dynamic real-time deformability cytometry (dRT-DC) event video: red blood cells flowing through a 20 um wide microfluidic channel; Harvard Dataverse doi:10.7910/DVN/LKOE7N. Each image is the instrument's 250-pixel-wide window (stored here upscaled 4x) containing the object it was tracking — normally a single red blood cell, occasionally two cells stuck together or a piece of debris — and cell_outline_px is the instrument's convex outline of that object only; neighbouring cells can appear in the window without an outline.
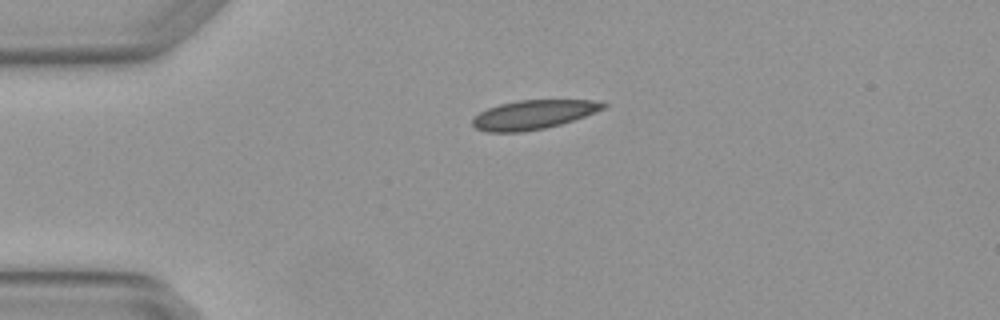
{"species": "Egyptian fruit bat (a non-hibernating species)", "species_latin": "Rousettus aegyptiacus", "temperature_condition": "warm", "stored_images_in_passage": 4, "camera_frame_rate_fps": 3000, "um_per_image_px": 0.085, "animal": {"sex": "female"}, "frame": {"image": 1, "passage_image": 1, "time_ms": 0.0, "image_size_px": [1000, 320], "cell_outline_px": [[608, 104], [604, 108], [584, 116], [560, 124], [544, 128], [524, 132], [488, 132], [476, 128], [472, 124], [472, 120], [480, 112], [488, 108], [500, 104], [516, 100], [592, 100]], "centroid_in_image_um": [45.3, 9.74], "position_along_channel_um": 39.7, "area_um2": 21.91}}
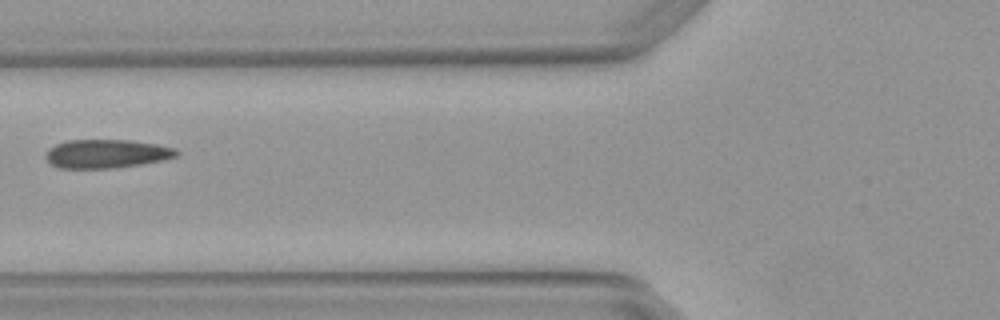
{"frame": {"image": 2, "passage_image": 3, "time_ms": 0.667, "image_size_px": [1000, 320], "cell_outline_px": [[180, 152], [176, 156], [160, 160], [140, 164], [112, 168], [60, 168], [52, 164], [44, 156], [48, 148], [56, 144], [68, 140], [128, 140], [156, 144], [176, 148]], "centroid_in_image_um": [9.03, 13.06], "position_along_channel_um": 116.8, "area_um2": 21.68}}